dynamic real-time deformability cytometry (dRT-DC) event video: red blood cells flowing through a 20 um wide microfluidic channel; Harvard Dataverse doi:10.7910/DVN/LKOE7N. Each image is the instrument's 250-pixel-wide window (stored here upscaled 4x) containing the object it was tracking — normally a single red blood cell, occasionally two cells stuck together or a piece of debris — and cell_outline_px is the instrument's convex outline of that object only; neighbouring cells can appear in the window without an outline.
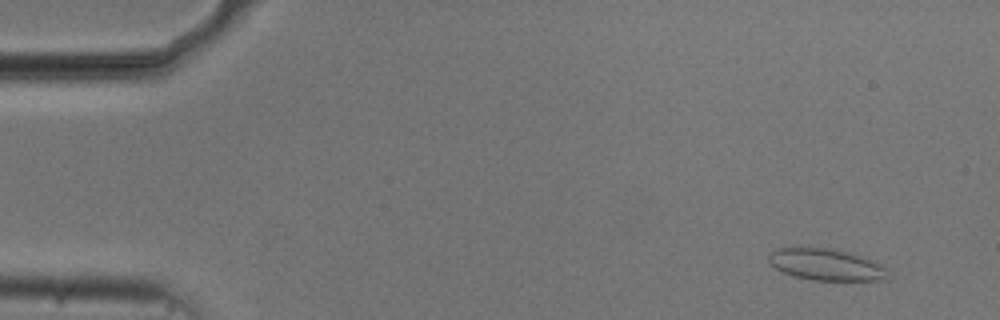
{"species": "common noctule bat (a hibernating species)", "species_latin": "Nyctalus noctula", "temperature_condition": "cold", "stored_images_in_passage": 54, "camera_frame_rate_fps": 3000, "um_per_image_px": 0.085, "animal": {"sex": "male", "body_mass_g": 20.5, "forearm_length_mm": 52.5}, "frame": {"image": 1, "passage_image": 4, "time_ms": 1.0, "image_size_px": [1000, 320], "cell_outline_px": [[884, 280], [812, 280], [780, 272], [768, 260], [768, 252], [776, 248], [836, 248], [860, 256], [884, 268]], "centroid_in_image_um": [70.09, 22.48], "position_along_channel_um": 14.9, "area_um2": 21.44}}
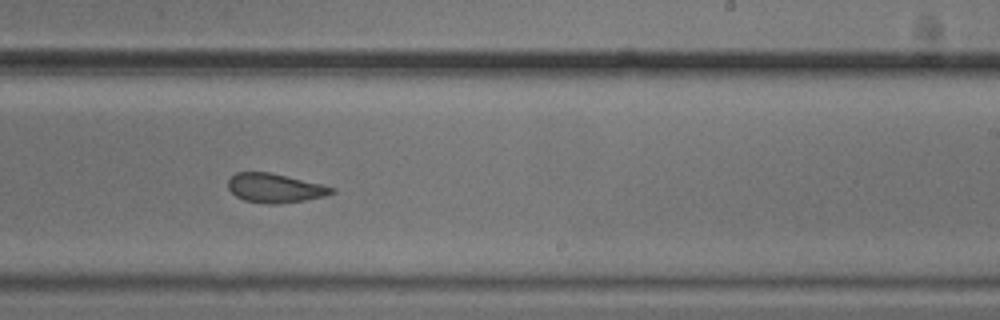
{"frame": {"image": 2, "passage_image": 33, "time_ms": 10.667, "image_size_px": [1000, 320], "cell_outline_px": [[336, 192], [324, 196], [304, 200], [280, 204], [268, 204], [244, 200], [236, 196], [228, 188], [228, 180], [236, 172], [272, 172], [324, 184], [336, 188]], "centroid_in_image_um": [23.41, 15.97], "position_along_channel_um": 265.6, "area_um2": 17.8}}
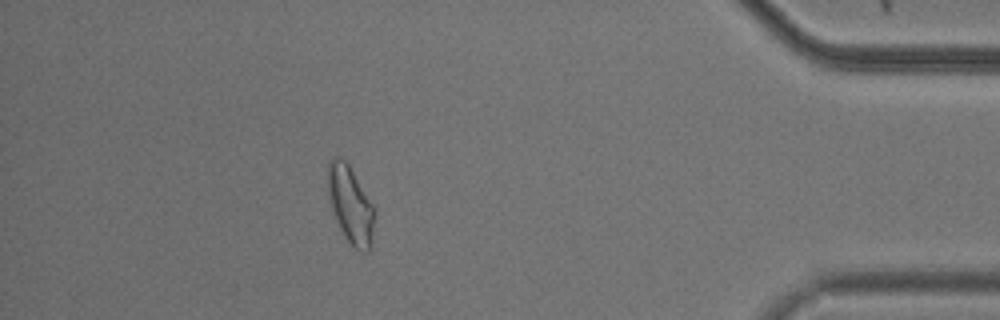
{"frame": {"image": 3, "passage_image": 48, "time_ms": 15.667, "image_size_px": [1000, 320], "cell_outline_px": [[376, 212], [372, 248], [368, 252], [360, 252], [344, 236], [336, 220], [328, 196], [328, 160], [332, 156], [340, 156], [348, 164], [376, 208]], "centroid_in_image_um": [29.83, 17.42], "position_along_channel_um": 405.4, "area_um2": 21.39}, "authors_computed_cell_mechanics": {"area_um2": 19.5075, "velocity_mm_per_s": 3.717, "shape_relaxation_time_tau1_ms": 3.4085, "shape_relaxation_time_tau2_ms": 1.5786, "deformation_change_tau1": 0.1025, "deformation_change_tau2": 0.077}}